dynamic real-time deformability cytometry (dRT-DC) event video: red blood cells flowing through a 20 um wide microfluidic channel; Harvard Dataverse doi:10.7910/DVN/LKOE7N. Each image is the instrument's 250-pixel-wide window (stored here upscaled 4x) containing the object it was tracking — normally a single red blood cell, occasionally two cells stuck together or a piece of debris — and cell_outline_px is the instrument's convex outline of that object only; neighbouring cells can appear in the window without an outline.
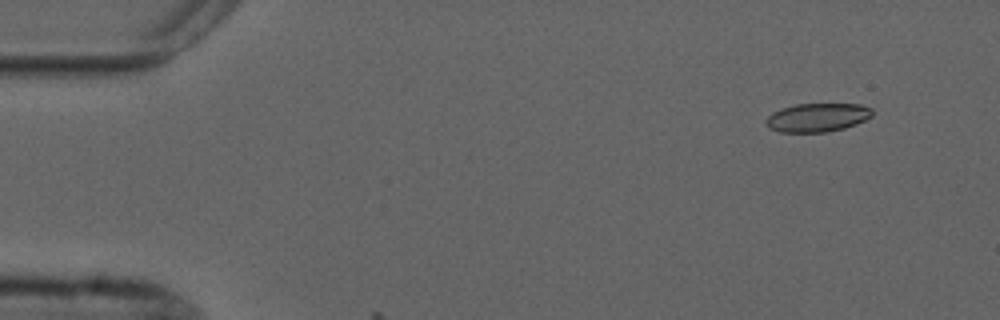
{"species": "common noctule bat (a hibernating species)", "species_latin": "Nyctalus noctula", "temperature_condition": "cold", "stored_images_in_passage": 6, "camera_frame_rate_fps": 3000, "um_per_image_px": 0.085, "animal": {"sex": "male", "forearm_length_mm": 52.5}, "frame": {"image": 1, "passage_image": 2, "time_ms": 1.333, "image_size_px": [1000, 320], "cell_outline_px": [[872, 116], [856, 124], [844, 128], [824, 132], [780, 132], [768, 128], [764, 124], [764, 120], [772, 112], [780, 108], [796, 104], [860, 104], [872, 108]], "centroid_in_image_um": [69.43, 9.98], "position_along_channel_um": 15.6, "area_um2": 17.86}}
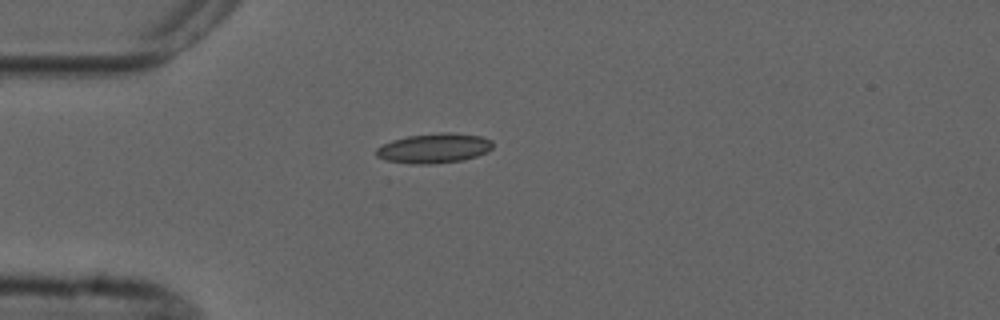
{"frame": {"image": 2, "passage_image": 5, "time_ms": 4.667, "image_size_px": [1000, 320], "cell_outline_px": [[492, 148], [488, 152], [464, 160], [428, 164], [408, 164], [384, 160], [376, 156], [376, 148], [392, 140], [408, 136], [440, 132], [452, 132], [480, 136], [492, 140]], "centroid_in_image_um": [36.89, 12.6], "position_along_channel_um": 48.1, "area_um2": 20.35}}